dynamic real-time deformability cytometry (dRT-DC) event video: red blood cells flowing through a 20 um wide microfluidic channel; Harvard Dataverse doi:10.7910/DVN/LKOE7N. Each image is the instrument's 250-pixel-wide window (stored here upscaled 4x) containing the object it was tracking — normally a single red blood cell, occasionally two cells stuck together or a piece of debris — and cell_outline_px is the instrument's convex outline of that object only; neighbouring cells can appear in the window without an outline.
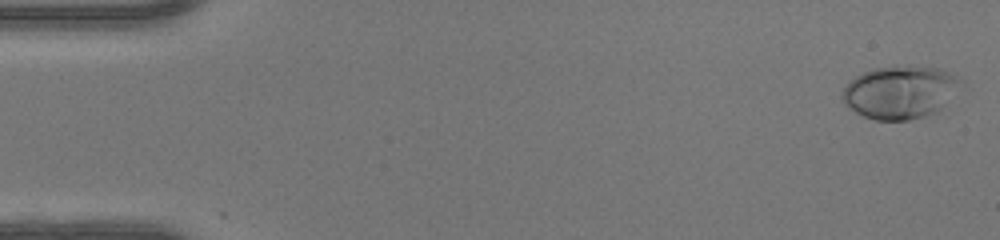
{"species": "human", "species_latin": "Homo sapiens", "temperature_condition": "warm", "stored_images_in_passage": 49, "camera_frame_rate_fps": 3000, "um_per_image_px": 0.085, "donor": {"sex": "female"}, "frame": {"image": 1, "passage_image": 1, "time_ms": 0.0, "image_size_px": [1000, 240], "cell_outline_px": [[968, 88], [936, 112], [928, 116], [908, 120], [876, 120], [864, 116], [848, 108], [840, 100], [840, 96], [844, 88], [856, 76], [872, 68], [896, 64], [908, 64], [940, 68], [964, 80]], "centroid_in_image_um": [76.62, 7.81], "position_along_channel_um": 8.4, "area_um2": 38.09}}
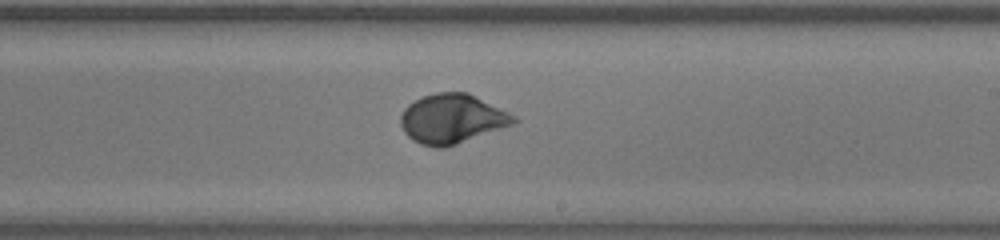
{"frame": {"image": 2, "passage_image": 29, "time_ms": 9.333, "image_size_px": [1000, 240], "cell_outline_px": [[520, 120], [512, 124], [456, 144], [444, 148], [436, 148], [420, 144], [412, 140], [404, 132], [400, 124], [400, 116], [404, 108], [408, 104], [424, 96], [436, 92], [468, 92], [516, 116]], "centroid_in_image_um": [38.39, 10.1], "position_along_channel_um": 250.6, "area_um2": 32.37}}
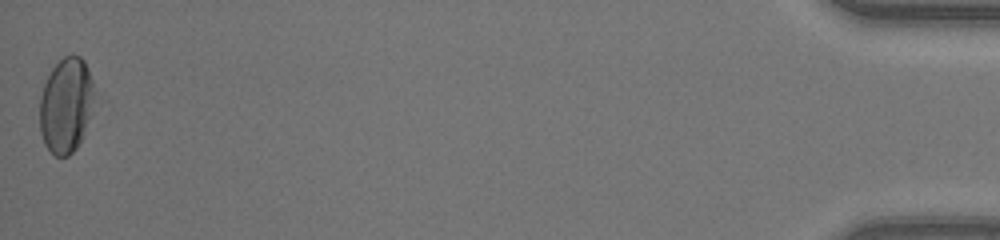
{"frame": {"image": 3, "passage_image": 49, "time_ms": 16.0, "image_size_px": [1000, 240], "cell_outline_px": [[96, 96], [84, 136], [76, 148], [68, 156], [56, 156], [44, 144], [40, 132], [40, 96], [44, 84], [52, 68], [64, 56], [72, 52], [80, 56], [84, 60], [88, 68], [92, 80]], "centroid_in_image_um": [5.64, 8.92], "position_along_channel_um": 429.6, "area_um2": 30.75}, "authors_computed_cell_mechanics": {"area_um2": 30.8652, "velocity_mm_per_s": 4.2049, "shape_relaxation_time_tau1_ms": 3.3718, "shape_relaxation_time_tau2_ms": null, "deformation_change_tau1": 0.1663, "deformation_change_tau2": null}}